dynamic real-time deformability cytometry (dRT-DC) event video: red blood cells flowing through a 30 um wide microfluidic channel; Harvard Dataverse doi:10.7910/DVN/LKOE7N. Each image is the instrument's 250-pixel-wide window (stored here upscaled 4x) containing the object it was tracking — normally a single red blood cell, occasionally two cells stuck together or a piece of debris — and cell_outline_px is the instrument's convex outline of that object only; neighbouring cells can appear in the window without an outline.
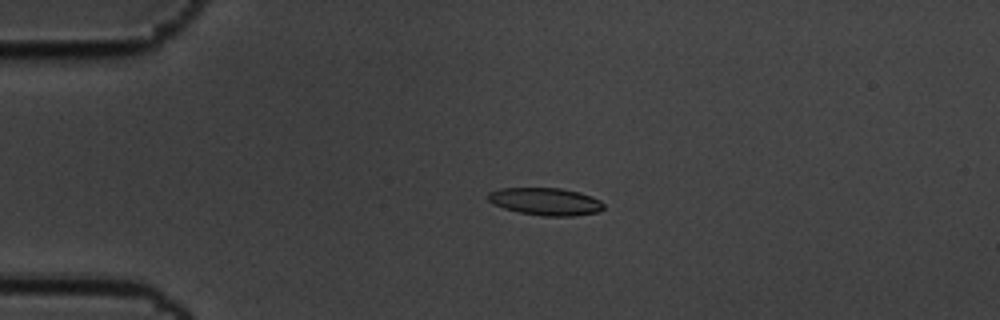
{"species": "common noctule bat (a hibernating species)", "species_latin": "Nyctalus noctula", "temperature_condition": "cold", "stored_images_in_passage": 4, "camera_frame_rate_fps": 3000, "um_per_image_px": 0.085, "animal": {"sex": "male", "body_mass_g": 19.5, "forearm_length_mm": 54.6}, "frame": {"image": 1, "passage_image": 3, "time_ms": 0.667, "image_size_px": [1000, 320], "cell_outline_px": [[604, 208], [600, 212], [572, 216], [540, 216], [520, 212], [504, 208], [492, 204], [488, 200], [488, 192], [500, 188], [560, 188], [580, 192], [592, 196], [600, 200], [604, 204]], "centroid_in_image_um": [46.39, 17.13], "position_along_channel_um": 38.6, "area_um2": 18.67}}